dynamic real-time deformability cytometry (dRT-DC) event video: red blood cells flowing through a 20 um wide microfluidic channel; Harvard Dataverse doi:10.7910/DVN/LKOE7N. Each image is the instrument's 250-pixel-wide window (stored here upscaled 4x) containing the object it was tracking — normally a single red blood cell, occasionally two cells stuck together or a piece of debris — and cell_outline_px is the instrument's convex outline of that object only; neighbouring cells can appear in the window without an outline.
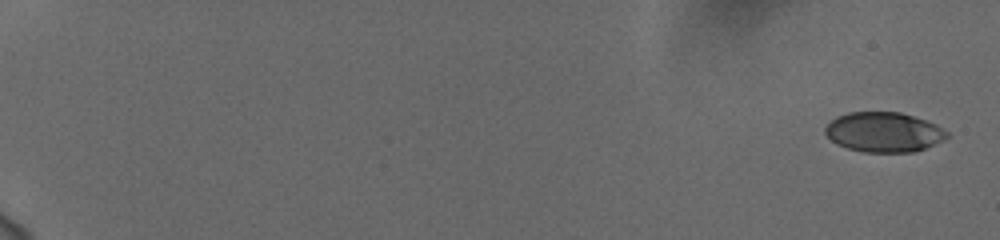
{"species": "human", "species_latin": "Homo sapiens", "temperature_condition": "cold", "stored_images_in_passage": 57, "camera_frame_rate_fps": 3000, "um_per_image_px": 0.085, "donor": {"sex": "female"}, "frame": {"image": 1, "passage_image": 1, "time_ms": 0.0, "image_size_px": [1000, 240], "cell_outline_px": [[948, 136], [944, 140], [924, 148], [912, 152], [864, 152], [848, 148], [836, 144], [824, 132], [824, 128], [836, 116], [848, 112], [900, 112], [936, 124], [948, 132]], "centroid_in_image_um": [75.1, 11.23], "position_along_channel_um": 9.9, "area_um2": 28.15}}
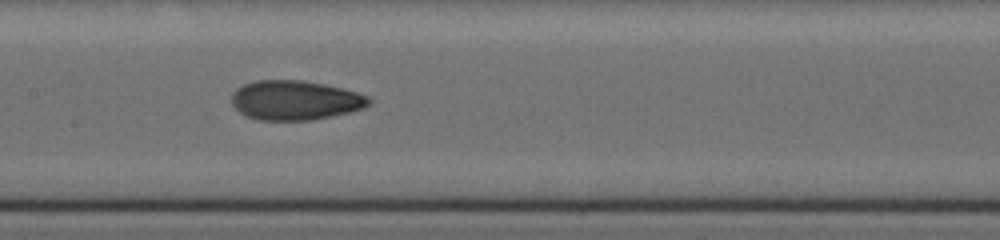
{"frame": {"image": 2, "passage_image": 32, "time_ms": 10.333, "image_size_px": [1000, 240], "cell_outline_px": [[372, 104], [364, 108], [332, 116], [312, 120], [260, 120], [244, 116], [232, 104], [232, 92], [236, 88], [244, 84], [256, 80], [300, 80], [324, 84], [356, 92], [368, 96], [372, 100]], "centroid_in_image_um": [25.08, 8.52], "position_along_channel_um": 182.3, "area_um2": 31.67}}
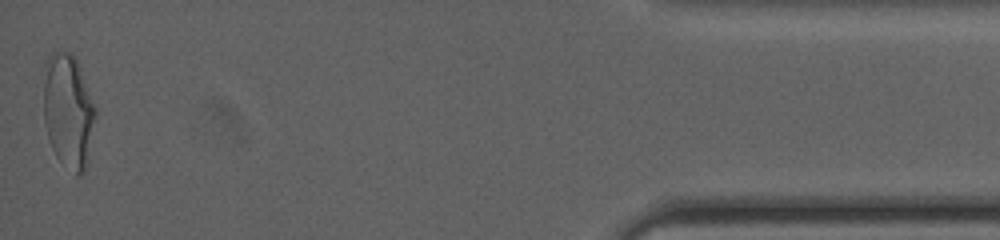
{"frame": {"image": 3, "passage_image": 57, "time_ms": 18.667, "image_size_px": [1000, 240], "cell_outline_px": [[96, 116], [88, 164], [76, 176], [56, 156], [52, 148], [48, 136], [44, 120], [44, 60], [52, 52], [68, 52], [76, 60], [80, 68], [96, 108]], "centroid_in_image_um": [5.8, 9.43], "position_along_channel_um": 429.4, "area_um2": 34.51}, "authors_computed_cell_mechanics": {"area_um2": 30.6918, "velocity_mm_per_s": 3.765, "shape_relaxation_time_tau1_ms": 4.5879, "shape_relaxation_time_tau2_ms": 1.5034, "deformation_change_tau1": 0.1726, "deformation_change_tau2": 0.0767}}